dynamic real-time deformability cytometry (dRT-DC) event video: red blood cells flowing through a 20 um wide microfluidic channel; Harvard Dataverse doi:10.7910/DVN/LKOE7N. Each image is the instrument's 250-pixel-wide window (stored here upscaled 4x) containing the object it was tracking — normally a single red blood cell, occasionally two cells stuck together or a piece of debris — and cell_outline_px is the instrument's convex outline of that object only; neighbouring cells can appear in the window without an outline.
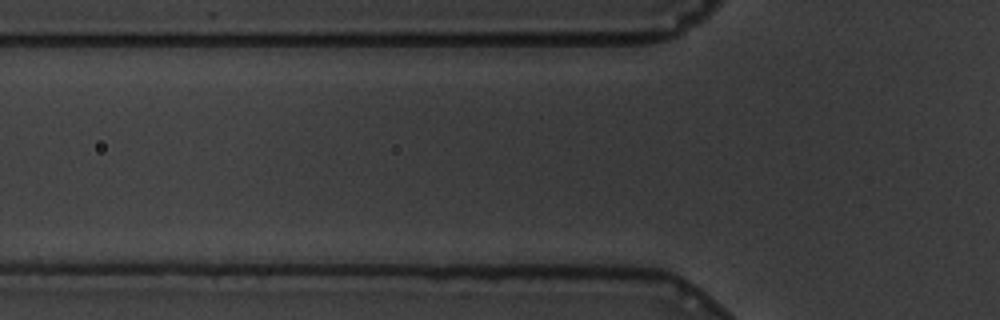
{"species": "common noctule bat (a hibernating species)", "species_latin": "Nyctalus noctula", "temperature_condition": "warm", "stored_images_in_passage": 5, "camera_frame_rate_fps": 3000, "um_per_image_px": 0.085, "animal": {"sex": "male", "body_mass_g": 19.5, "forearm_length_mm": 54.6}, "frame": {"image": 1, "passage_image": 3, "time_ms": 0.667, "image_size_px": [1000, 320], "cell_outline_px": [[688, 292], [520, 276], [528, 272], [656, 268], [684, 280], [688, 284]], "centroid_in_image_um": [52.66, 23.64], "position_along_channel_um": 73.1, "area_um2": 15.61}}